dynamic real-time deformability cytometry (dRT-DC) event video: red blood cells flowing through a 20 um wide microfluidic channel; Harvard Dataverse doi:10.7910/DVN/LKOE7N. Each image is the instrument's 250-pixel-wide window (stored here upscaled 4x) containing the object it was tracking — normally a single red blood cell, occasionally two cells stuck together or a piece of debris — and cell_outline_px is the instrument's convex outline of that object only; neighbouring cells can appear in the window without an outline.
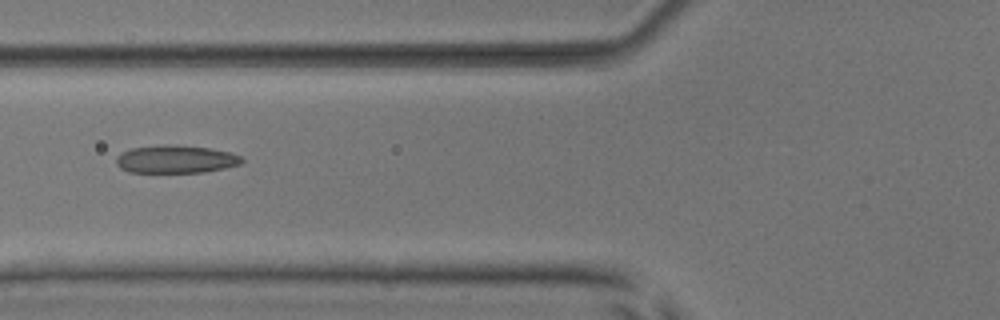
{"species": "common noctule bat (a hibernating species)", "species_latin": "Nyctalus noctula", "temperature_condition": "room temperature", "stored_images_in_passage": 3, "camera_frame_rate_fps": 3000, "um_per_image_px": 0.085, "animal": {"sex": "male", "body_mass_g": 17.9, "forearm_length_mm": 54.2}, "frame": {"image": 1, "passage_image": 2, "time_ms": 1.333, "image_size_px": [1000, 320], "cell_outline_px": [[244, 160], [240, 164], [224, 168], [204, 172], [128, 172], [120, 168], [116, 164], [116, 156], [132, 148], [164, 144], [176, 144], [212, 148], [228, 152], [240, 156]], "centroid_in_image_um": [14.93, 13.52], "position_along_channel_um": 110.9, "area_um2": 20.46}}
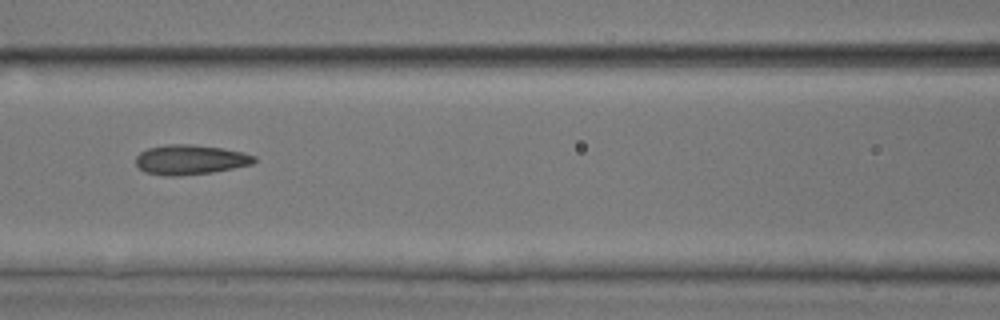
{"frame": {"image": 2, "passage_image": 3, "time_ms": 2.333, "image_size_px": [1000, 320], "cell_outline_px": [[256, 160], [252, 164], [212, 172], [180, 176], [164, 176], [144, 172], [136, 164], [136, 156], [140, 152], [148, 148], [168, 144], [192, 144], [224, 148], [244, 152], [256, 156]], "centroid_in_image_um": [16.17, 13.57], "position_along_channel_um": 150.4, "area_um2": 20.69}}